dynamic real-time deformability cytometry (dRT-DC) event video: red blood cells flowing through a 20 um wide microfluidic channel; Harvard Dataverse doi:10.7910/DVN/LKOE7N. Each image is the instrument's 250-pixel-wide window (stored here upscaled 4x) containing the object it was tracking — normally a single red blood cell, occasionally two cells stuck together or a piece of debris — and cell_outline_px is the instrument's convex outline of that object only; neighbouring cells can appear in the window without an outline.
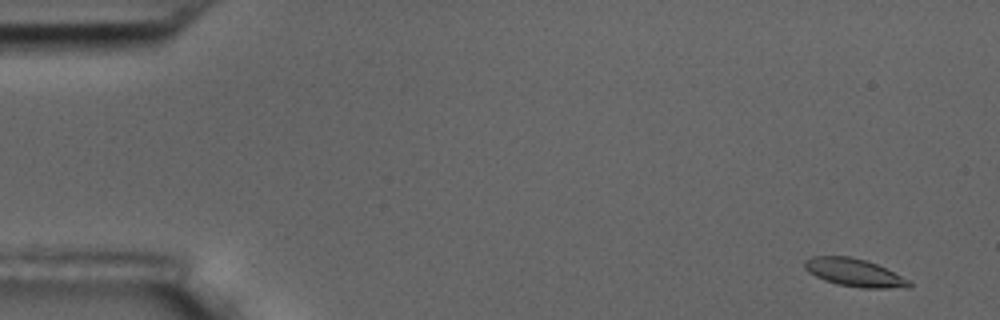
{"species": "common noctule bat (a hibernating species)", "species_latin": "Nyctalus noctula", "temperature_condition": "room temperature", "stored_images_in_passage": 5, "segment_of_instrument_passage": [1, 2], "camera_frame_rate_fps": 3000, "um_per_image_px": 0.085, "animal": {"sex": "male", "body_mass_g": 17.5, "forearm_length_mm": 52.3}, "frame": {"image": 1, "passage_image": 1, "time_ms": 0.0, "image_size_px": [1000, 320], "cell_outline_px": [[912, 284], [908, 288], [860, 288], [836, 284], [824, 280], [808, 272], [804, 268], [804, 260], [812, 256], [848, 256], [868, 260], [912, 280]], "centroid_in_image_um": [72.65, 23.17], "position_along_channel_um": 12.4, "area_um2": 17.28}}
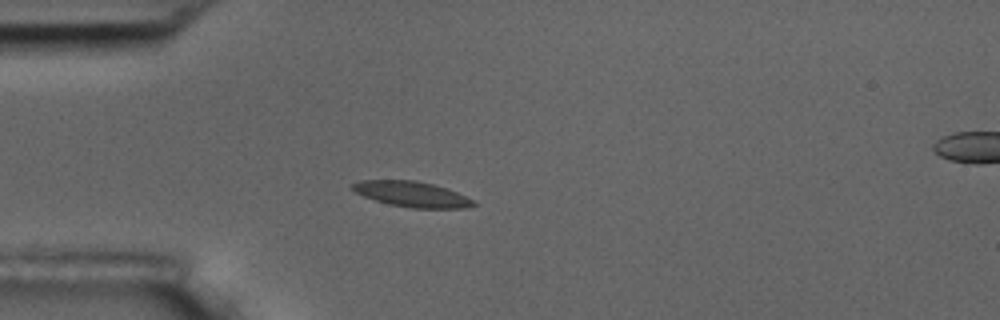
{"frame": {"image": 2, "passage_image": 4, "time_ms": 4.333, "image_size_px": [1000, 320], "cell_outline_px": [[476, 204], [468, 208], [412, 208], [388, 204], [364, 196], [348, 188], [352, 184], [360, 180], [412, 180], [432, 184], [456, 192], [476, 200]], "centroid_in_image_um": [35.0, 16.51], "position_along_channel_um": 50.0, "area_um2": 17.92}}